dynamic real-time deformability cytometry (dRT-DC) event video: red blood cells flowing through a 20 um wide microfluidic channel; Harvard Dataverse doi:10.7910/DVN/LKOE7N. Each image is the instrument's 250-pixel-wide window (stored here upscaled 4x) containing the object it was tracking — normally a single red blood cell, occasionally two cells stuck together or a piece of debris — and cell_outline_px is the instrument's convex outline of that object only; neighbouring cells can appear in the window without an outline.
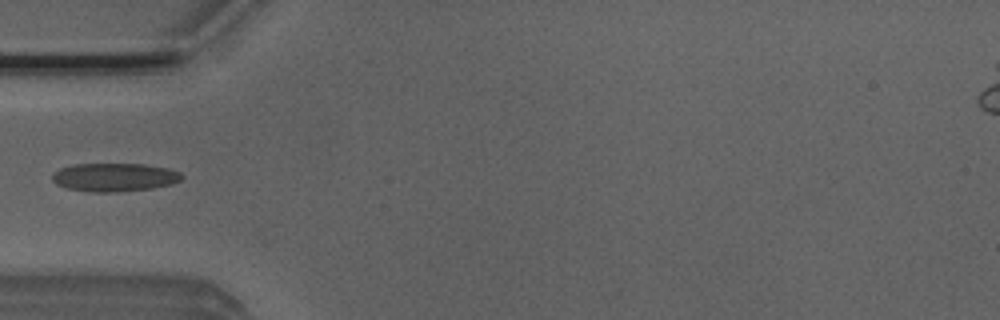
{"species": "Egyptian fruit bat (a non-hibernating species)", "species_latin": "Rousettus aegyptiacus", "temperature_condition": "room temperature", "stored_images_in_passage": 6, "camera_frame_rate_fps": 3000, "um_per_image_px": 0.085, "animal": {"sex": "male"}, "frame": {"image": 1, "passage_image": 4, "time_ms": 1.0, "image_size_px": [1000, 320], "cell_outline_px": [[184, 176], [180, 180], [172, 184], [152, 188], [116, 192], [88, 192], [64, 188], [56, 184], [52, 180], [52, 176], [60, 168], [72, 164], [144, 164], [168, 168], [180, 172]], "centroid_in_image_um": [9.72, 15.07], "position_along_channel_um": 75.3, "area_um2": 21.56}}